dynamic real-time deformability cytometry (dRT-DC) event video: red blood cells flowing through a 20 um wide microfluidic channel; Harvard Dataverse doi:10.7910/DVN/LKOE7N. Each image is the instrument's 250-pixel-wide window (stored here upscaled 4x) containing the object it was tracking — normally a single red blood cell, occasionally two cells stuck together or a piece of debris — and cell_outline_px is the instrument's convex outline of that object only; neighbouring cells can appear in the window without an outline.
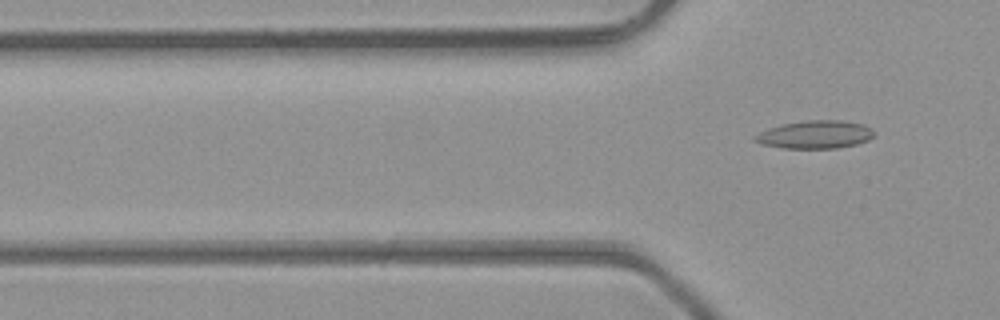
{"species": "common noctule bat (a hibernating species)", "species_latin": "Nyctalus noctula", "temperature_condition": "room temperature", "stored_images_in_passage": 2, "camera_frame_rate_fps": 3000, "um_per_image_px": 0.085, "animal": {"sex": "male", "body_mass_g": 23.1, "forearm_length_mm": 52.7}, "frame": {"image": 1, "passage_image": 2, "time_ms": 0.333, "image_size_px": [1000, 320], "cell_outline_px": [[872, 136], [868, 140], [856, 144], [836, 148], [784, 148], [760, 144], [752, 140], [752, 136], [768, 128], [784, 124], [808, 120], [840, 120], [864, 124], [872, 128]], "centroid_in_image_um": [69.25, 11.44], "position_along_channel_um": 56.6, "area_um2": 19.36}}